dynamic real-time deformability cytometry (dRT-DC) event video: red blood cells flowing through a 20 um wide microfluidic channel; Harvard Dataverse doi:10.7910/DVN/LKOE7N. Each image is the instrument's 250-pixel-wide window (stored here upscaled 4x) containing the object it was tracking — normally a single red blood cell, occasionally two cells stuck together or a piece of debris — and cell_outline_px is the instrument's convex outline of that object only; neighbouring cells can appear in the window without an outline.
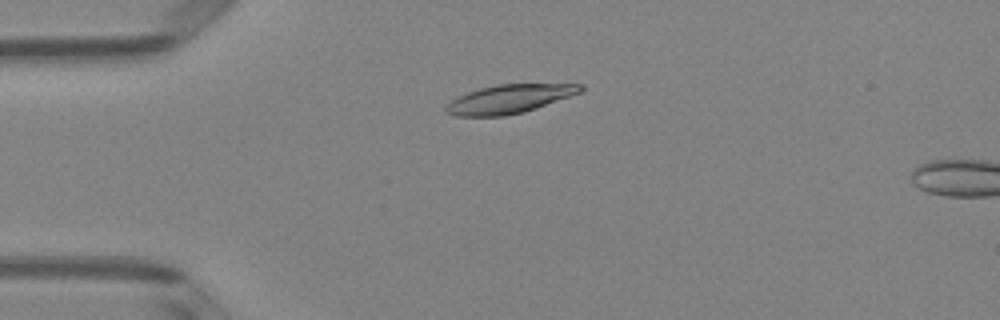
{"species": "Egyptian fruit bat (a non-hibernating species)", "species_latin": "Rousettus aegyptiacus", "temperature_condition": "room temperature", "stored_images_in_passage": 51, "camera_frame_rate_fps": 3000, "um_per_image_px": 0.085, "animal": {"sex": "female"}, "frame": {"image": 1, "passage_image": 13, "time_ms": 4.0, "image_size_px": [1000, 320], "cell_outline_px": [[584, 88], [580, 92], [536, 108], [524, 112], [504, 116], [456, 116], [444, 112], [444, 108], [452, 100], [468, 92], [480, 88], [496, 84], [584, 84]], "centroid_in_image_um": [43.27, 8.41], "position_along_channel_um": 41.7, "area_um2": 22.25}}
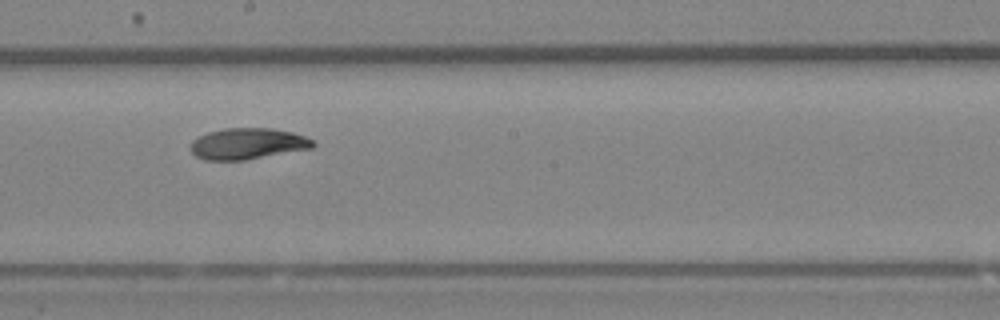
{"frame": {"image": 2, "passage_image": 29, "time_ms": 9.333, "image_size_px": [1000, 320], "cell_outline_px": [[316, 144], [312, 148], [244, 160], [204, 160], [196, 156], [192, 152], [192, 140], [208, 132], [224, 128], [272, 128], [292, 132], [316, 140]], "centroid_in_image_um": [21.08, 12.21], "position_along_channel_um": 227.1, "area_um2": 22.2}}
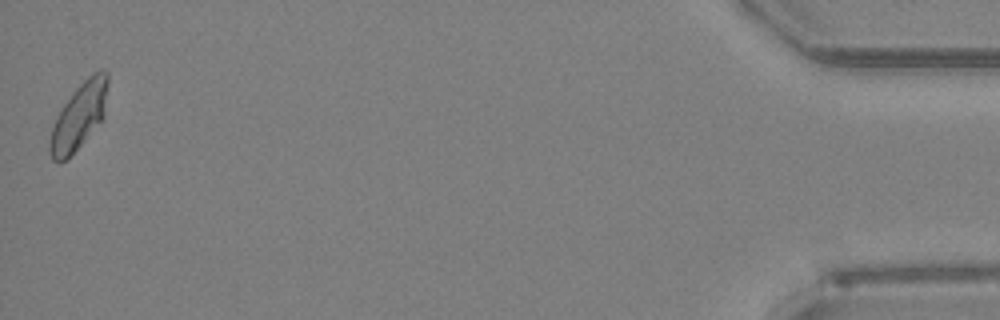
{"frame": {"image": 3, "passage_image": 51, "time_ms": 16.667, "image_size_px": [1000, 320], "cell_outline_px": [[108, 80], [104, 120], [60, 164], [52, 160], [48, 152], [48, 144], [52, 128], [56, 116], [72, 92], [92, 72], [100, 68], [104, 68], [108, 72]], "centroid_in_image_um": [6.73, 9.84], "position_along_channel_um": 428.5, "area_um2": 22.54}, "authors_computed_cell_mechanics": {"area_um2": 22.3686, "velocity_mm_per_s": 3.9831, "shape_relaxation_time_tau1_ms": 5.3167, "shape_relaxation_time_tau2_ms": 4.1033, "deformation_change_tau1": 0.1598, "deformation_change_tau2": 0.0708}}